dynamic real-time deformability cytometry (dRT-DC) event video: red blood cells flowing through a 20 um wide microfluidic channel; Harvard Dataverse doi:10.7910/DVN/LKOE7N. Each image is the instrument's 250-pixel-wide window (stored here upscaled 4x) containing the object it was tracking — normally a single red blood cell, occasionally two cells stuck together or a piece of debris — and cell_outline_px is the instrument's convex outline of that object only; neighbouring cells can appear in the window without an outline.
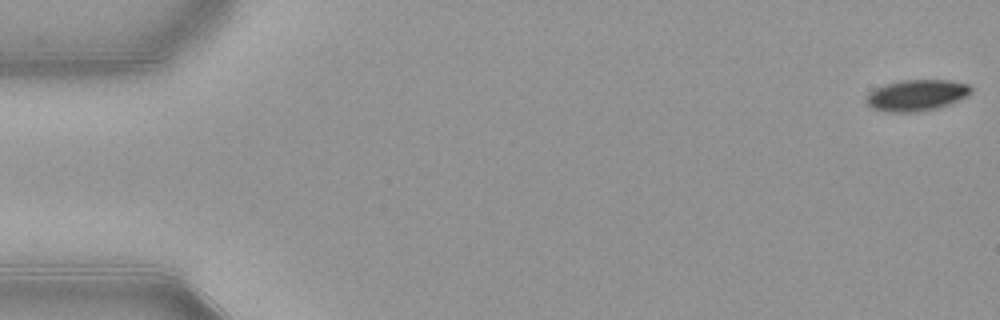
{"species": "common noctule bat (a hibernating species)", "species_latin": "Nyctalus noctula", "temperature_condition": "warm", "stored_images_in_passage": 53, "camera_frame_rate_fps": 3000, "um_per_image_px": 0.085, "animal": {"sex": "female", "body_mass_g": 21.9}, "frame": {"image": 1, "passage_image": 1, "time_ms": 0.0, "image_size_px": [1000, 320], "cell_outline_px": [[972, 92], [968, 96], [960, 100], [936, 108], [916, 112], [888, 112], [868, 108], [864, 104], [864, 96], [868, 92], [884, 84], [904, 80], [948, 80], [968, 84], [972, 88]], "centroid_in_image_um": [77.84, 8.1], "position_along_channel_um": 7.2, "area_um2": 19.42}}
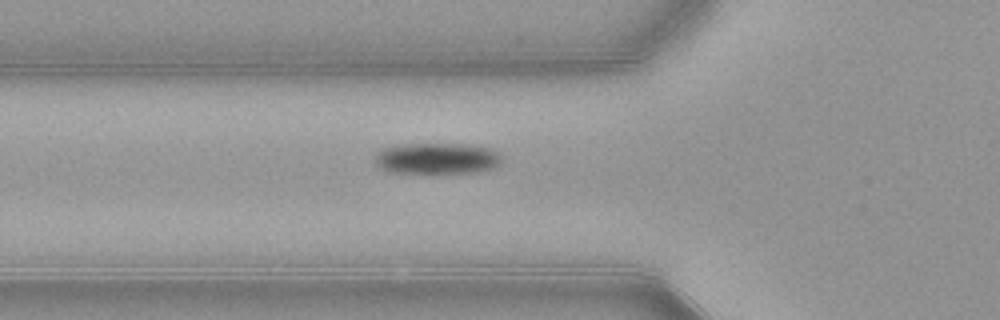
{"frame": {"image": 2, "passage_image": 19, "time_ms": 6.0, "image_size_px": [1000, 320], "cell_outline_px": [[500, 164], [492, 168], [476, 172], [388, 172], [380, 168], [376, 164], [376, 156], [380, 148], [396, 144], [464, 144], [492, 148], [500, 156]], "centroid_in_image_um": [37.1, 13.45], "position_along_channel_um": 88.7, "area_um2": 22.89}}
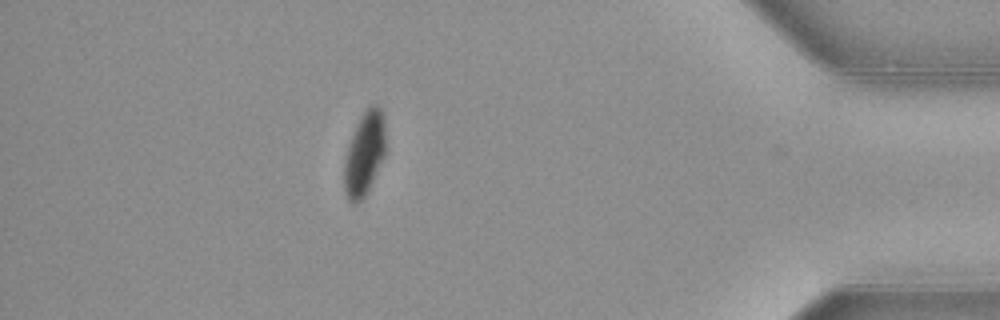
{"frame": {"image": 3, "passage_image": 47, "time_ms": 15.333, "image_size_px": [1000, 320], "cell_outline_px": [[384, 156], [364, 196], [356, 204], [352, 204], [348, 200], [344, 188], [344, 156], [348, 144], [356, 124], [360, 116], [368, 104], [376, 104], [380, 108], [384, 116]], "centroid_in_image_um": [30.94, 13.01], "position_along_channel_um": 404.3, "area_um2": 20.11}, "authors_computed_cell_mechanics": {"area_um2": 21.675, "velocity_mm_per_s": 3.8929, "shape_relaxation_time_tau1_ms": 2.1302, "shape_relaxation_time_tau2_ms": null, "deformation_change_tau1": 0.1063, "deformation_change_tau2": null}}